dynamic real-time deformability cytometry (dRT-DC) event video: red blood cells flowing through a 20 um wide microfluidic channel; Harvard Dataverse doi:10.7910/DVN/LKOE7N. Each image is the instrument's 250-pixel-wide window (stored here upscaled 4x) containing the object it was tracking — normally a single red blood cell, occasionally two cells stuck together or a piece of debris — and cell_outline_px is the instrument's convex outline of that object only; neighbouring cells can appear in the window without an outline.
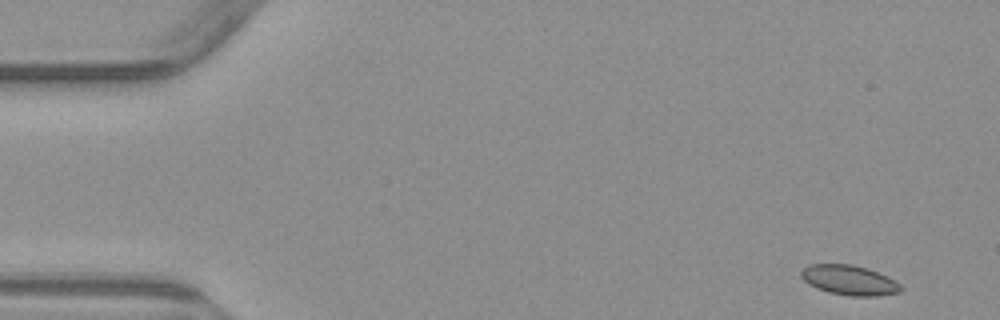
{"species": "common noctule bat (a hibernating species)", "species_latin": "Nyctalus noctula", "temperature_condition": "warm", "stored_images_in_passage": 4, "camera_frame_rate_fps": 3000, "um_per_image_px": 0.085, "animal": {"sex": "male", "body_mass_g": 23.1, "forearm_length_mm": 52.7}, "frame": {"image": 1, "passage_image": 1, "time_ms": 0.0, "image_size_px": [1000, 320], "cell_outline_px": [[900, 292], [876, 296], [848, 296], [828, 292], [816, 288], [808, 284], [800, 276], [800, 272], [808, 264], [852, 264], [868, 268], [888, 276], [900, 284]], "centroid_in_image_um": [72.16, 23.81], "position_along_channel_um": 12.8, "area_um2": 17.46}}
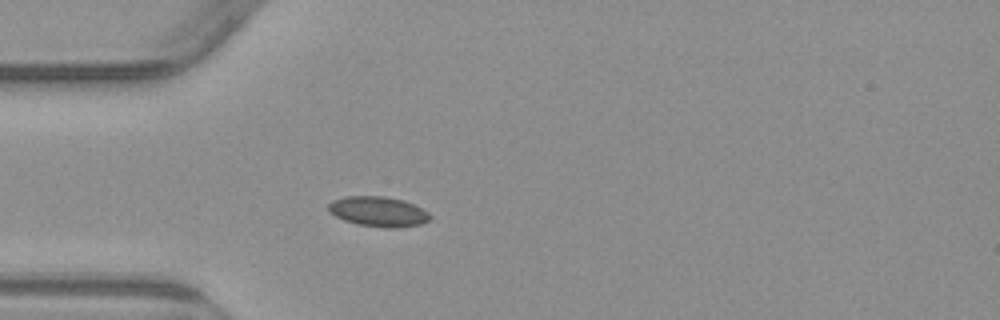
{"frame": {"image": 2, "passage_image": 4, "time_ms": 4.0, "image_size_px": [1000, 320], "cell_outline_px": [[432, 216], [428, 220], [420, 224], [396, 228], [384, 228], [356, 224], [344, 220], [328, 212], [328, 204], [332, 200], [348, 196], [384, 196], [404, 200], [428, 212]], "centroid_in_image_um": [32.13, 17.98], "position_along_channel_um": 52.9, "area_um2": 17.8}}